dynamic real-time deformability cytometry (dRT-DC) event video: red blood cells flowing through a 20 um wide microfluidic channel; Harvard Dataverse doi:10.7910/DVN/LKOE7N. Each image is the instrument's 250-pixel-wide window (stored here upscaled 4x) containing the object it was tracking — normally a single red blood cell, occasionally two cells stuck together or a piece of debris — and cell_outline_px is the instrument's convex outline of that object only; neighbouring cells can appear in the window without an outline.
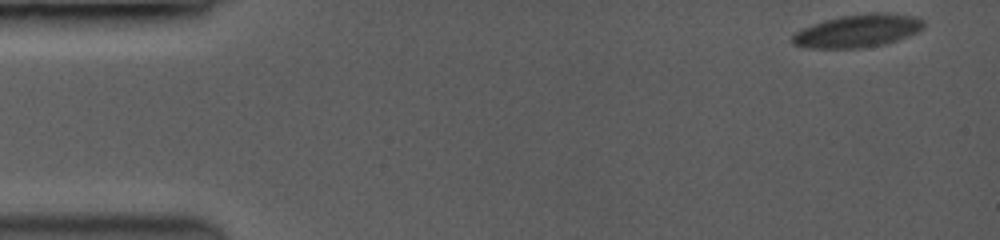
{"species": "common noctule bat (a hibernating species)", "species_latin": "Nyctalus noctula", "temperature_condition": "room temperature", "stored_images_in_passage": 39, "camera_frame_rate_fps": 3500, "um_per_image_px": 0.085, "animal": {"sex": "female", "body_mass_g": 19.0, "forearm_length_mm": 53.3}, "frame": {"image": 1, "passage_image": 1, "time_ms": 0.0, "image_size_px": [1000, 240], "cell_outline_px": [[924, 24], [916, 32], [880, 44], [856, 48], [816, 48], [796, 44], [792, 40], [792, 36], [796, 32], [804, 28], [828, 20], [844, 16], [904, 16], [920, 20]], "centroid_in_image_um": [72.78, 2.68], "position_along_channel_um": 12.2, "area_um2": 22.6}}
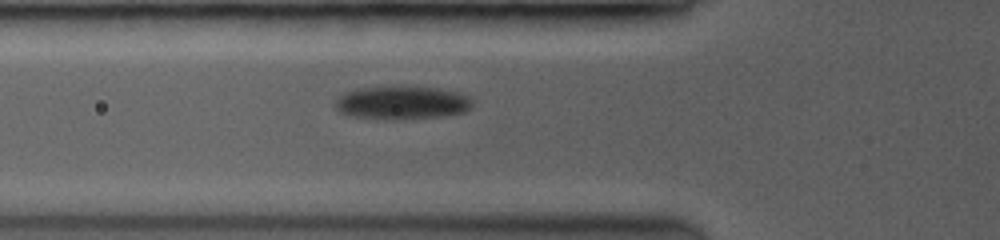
{"frame": {"image": 2, "passage_image": 21, "time_ms": 5.429, "image_size_px": [1000, 240], "cell_outline_px": [[472, 104], [464, 112], [436, 116], [356, 116], [340, 112], [336, 108], [336, 100], [340, 96], [348, 92], [364, 88], [432, 88], [452, 92], [464, 96]], "centroid_in_image_um": [34.13, 8.7], "position_along_channel_um": 91.7, "area_um2": 23.87}}
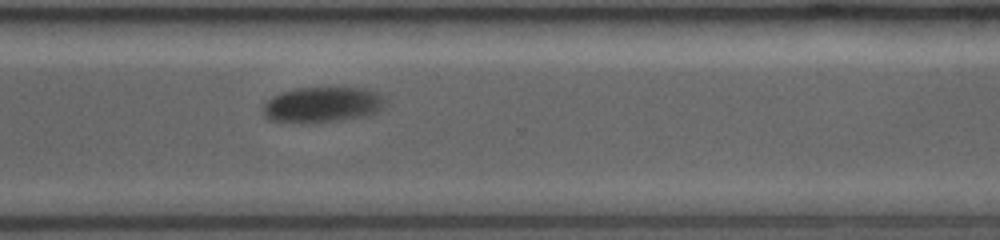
{"frame": {"image": 3, "passage_image": 39, "time_ms": 12.0, "image_size_px": [1000, 240], "cell_outline_px": [[384, 108], [380, 112], [368, 116], [340, 120], [304, 124], [300, 124], [268, 120], [260, 112], [260, 108], [272, 96], [284, 92], [304, 88], [360, 88], [376, 92], [384, 100]], "centroid_in_image_um": [27.36, 8.94], "position_along_channel_um": 343.2, "area_um2": 25.61}}